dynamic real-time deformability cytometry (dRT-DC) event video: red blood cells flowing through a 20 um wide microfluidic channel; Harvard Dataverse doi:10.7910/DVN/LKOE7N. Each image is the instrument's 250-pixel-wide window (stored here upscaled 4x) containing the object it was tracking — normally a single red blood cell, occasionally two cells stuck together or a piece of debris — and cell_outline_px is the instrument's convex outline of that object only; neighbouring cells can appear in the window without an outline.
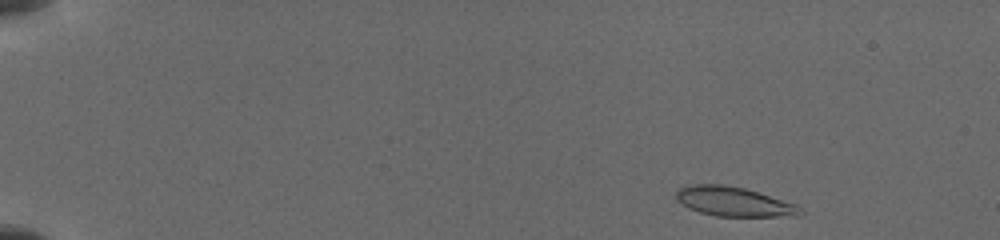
{"species": "common noctule bat (a hibernating species)", "species_latin": "Nyctalus noctula", "temperature_condition": "cold", "stored_images_in_passage": 32, "camera_frame_rate_fps": 3000, "um_per_image_px": 0.085, "animal": {"sex": "female", "body_mass_g": 19.5, "forearm_length_mm": 54.1}, "frame": {"image": 1, "passage_image": 2, "time_ms": 0.333, "image_size_px": [1000, 240], "cell_outline_px": [[804, 212], [800, 216], [716, 216], [700, 212], [688, 208], [676, 200], [676, 192], [680, 188], [692, 184], [724, 184], [744, 188], [796, 204]], "centroid_in_image_um": [62.36, 17.14], "position_along_channel_um": 22.6, "area_um2": 21.21}}
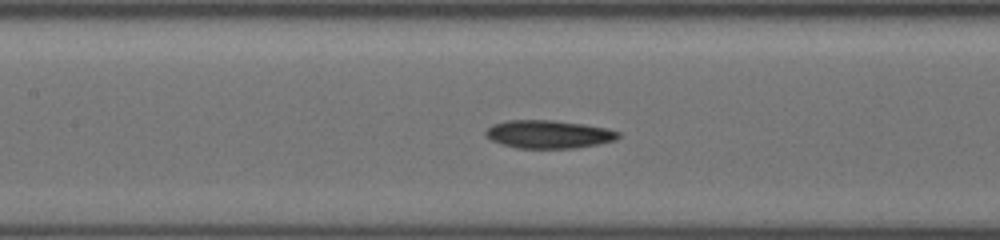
{"frame": {"image": 2, "passage_image": 19, "time_ms": 7.0, "image_size_px": [1000, 240], "cell_outline_px": [[620, 136], [616, 140], [576, 148], [516, 148], [500, 144], [484, 136], [484, 132], [492, 124], [508, 120], [552, 120], [584, 124], [608, 128], [620, 132]], "centroid_in_image_um": [46.61, 11.41], "position_along_channel_um": 160.8, "area_um2": 21.85}}
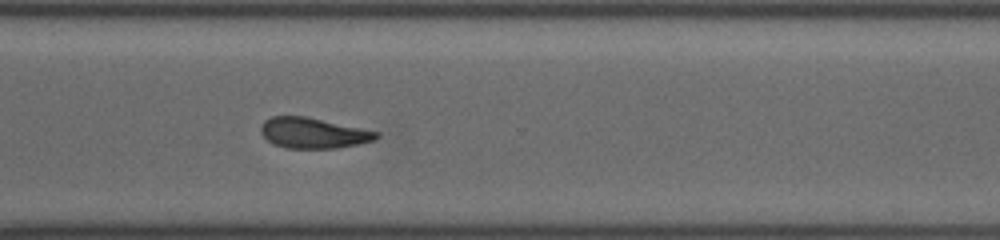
{"frame": {"image": 3, "passage_image": 32, "time_ms": 11.667, "image_size_px": [1000, 240], "cell_outline_px": [[380, 136], [376, 140], [336, 148], [284, 148], [272, 144], [260, 132], [260, 128], [264, 120], [272, 116], [304, 116], [380, 132]], "centroid_in_image_um": [26.61, 11.31], "position_along_channel_um": 344.0, "area_um2": 20.52}}